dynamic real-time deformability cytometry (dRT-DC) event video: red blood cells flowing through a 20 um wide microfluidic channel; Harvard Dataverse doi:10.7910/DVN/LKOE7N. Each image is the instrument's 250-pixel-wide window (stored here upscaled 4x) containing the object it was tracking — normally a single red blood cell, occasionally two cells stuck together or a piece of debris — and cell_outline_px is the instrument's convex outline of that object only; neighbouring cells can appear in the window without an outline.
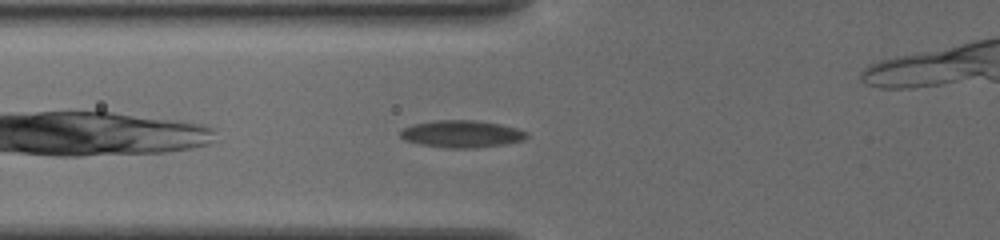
{"species": "common noctule bat (a hibernating species)", "species_latin": "Nyctalus noctula", "temperature_condition": "cold", "stored_images_in_passage": 37, "camera_frame_rate_fps": 3000, "um_per_image_px": 0.085, "animal": {"sex": "female", "body_mass_g": 19.5, "forearm_length_mm": 54.1}, "frame": {"image": 1, "passage_image": 3, "time_ms": 0.667, "image_size_px": [1000, 240], "cell_outline_px": [[528, 136], [524, 140], [504, 144], [476, 148], [444, 148], [420, 144], [404, 140], [400, 136], [400, 132], [404, 128], [412, 124], [436, 120], [476, 120], [500, 124], [516, 128], [528, 132]], "centroid_in_image_um": [39.24, 11.38], "position_along_channel_um": 86.6, "area_um2": 20.11}}
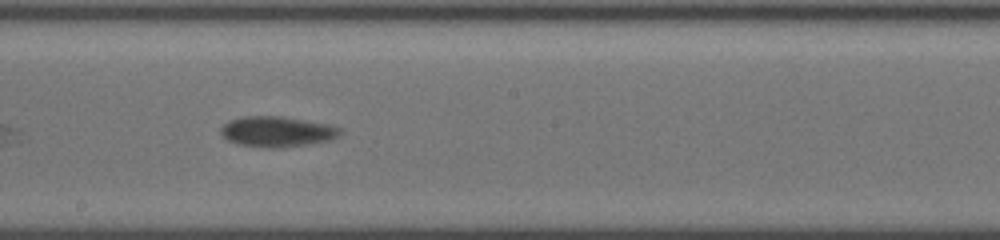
{"frame": {"image": 2, "passage_image": 14, "time_ms": 4.333, "image_size_px": [1000, 240], "cell_outline_px": [[340, 132], [336, 136], [328, 140], [288, 148], [268, 148], [240, 144], [228, 140], [220, 136], [220, 128], [228, 120], [244, 116], [280, 116], [328, 124], [340, 128]], "centroid_in_image_um": [23.48, 11.19], "position_along_channel_um": 224.7, "area_um2": 21.15}}
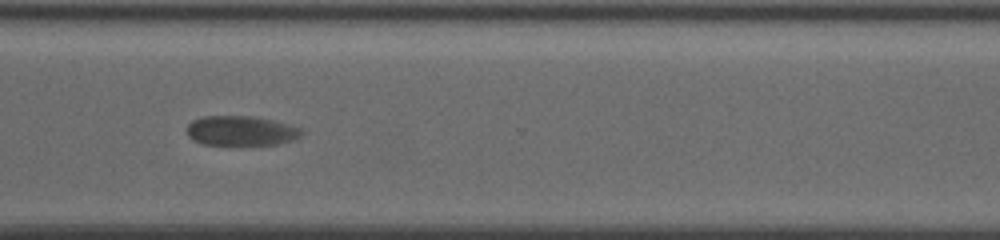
{"frame": {"image": 3, "passage_image": 24, "time_ms": 7.667, "image_size_px": [1000, 240], "cell_outline_px": [[304, 132], [296, 140], [276, 144], [204, 144], [192, 140], [188, 136], [188, 124], [192, 120], [204, 116], [256, 116], [288, 124], [300, 128]], "centroid_in_image_um": [20.5, 11.11], "position_along_channel_um": 350.1, "area_um2": 19.83}, "authors_computed_cell_mechanics": {"area_um2": 21.1548, "velocity_mm_per_s": 3.7648, "shape_relaxation_time_tau1_ms": 4.9413, "shape_relaxation_time_tau2_ms": 1.7185, "deformation_change_tau1": 0.08, "deformation_change_tau2": 0.0378}}